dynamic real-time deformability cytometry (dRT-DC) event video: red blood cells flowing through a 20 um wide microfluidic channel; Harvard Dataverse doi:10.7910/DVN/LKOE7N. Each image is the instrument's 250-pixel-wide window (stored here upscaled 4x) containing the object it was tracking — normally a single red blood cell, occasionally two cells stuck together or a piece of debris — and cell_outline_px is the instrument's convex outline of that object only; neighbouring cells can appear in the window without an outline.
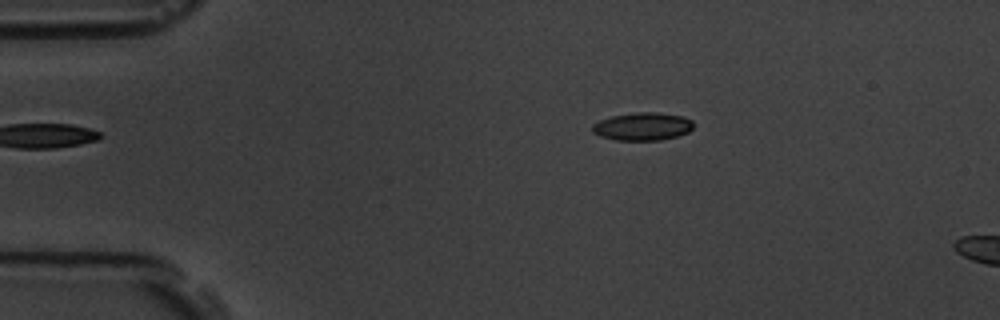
{"species": "common noctule bat (a hibernating species)", "species_latin": "Nyctalus noctula", "temperature_condition": "room temperature", "stored_images_in_passage": 3, "camera_frame_rate_fps": 3000, "um_per_image_px": 0.085, "animal": {"sex": "male", "body_mass_g": 19.5, "forearm_length_mm": 54.6}, "frame": {"image": 1, "passage_image": 3, "time_ms": 2.333, "image_size_px": [1000, 320], "cell_outline_px": [[696, 124], [688, 132], [676, 136], [660, 140], [616, 140], [600, 136], [592, 132], [592, 124], [600, 120], [612, 116], [636, 112], [656, 112], [684, 116], [692, 120]], "centroid_in_image_um": [54.64, 10.74], "position_along_channel_um": 30.4, "area_um2": 16.53}}